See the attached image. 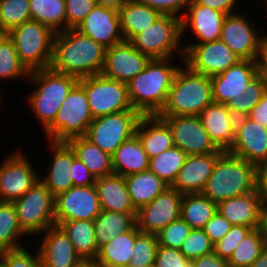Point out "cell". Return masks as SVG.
<instances>
[{
	"label": "cell",
	"mask_w": 267,
	"mask_h": 267,
	"mask_svg": "<svg viewBox=\"0 0 267 267\" xmlns=\"http://www.w3.org/2000/svg\"><path fill=\"white\" fill-rule=\"evenodd\" d=\"M182 64L174 76L167 102L158 115L199 116L213 103L211 77Z\"/></svg>",
	"instance_id": "5"
},
{
	"label": "cell",
	"mask_w": 267,
	"mask_h": 267,
	"mask_svg": "<svg viewBox=\"0 0 267 267\" xmlns=\"http://www.w3.org/2000/svg\"><path fill=\"white\" fill-rule=\"evenodd\" d=\"M28 77L29 71L20 62L14 42L8 34H3L0 37V81H15V79L19 80L18 78H24L27 81ZM1 87L0 84V89L2 90Z\"/></svg>",
	"instance_id": "43"
},
{
	"label": "cell",
	"mask_w": 267,
	"mask_h": 267,
	"mask_svg": "<svg viewBox=\"0 0 267 267\" xmlns=\"http://www.w3.org/2000/svg\"><path fill=\"white\" fill-rule=\"evenodd\" d=\"M199 4L218 10L227 15L237 11L238 0H196ZM236 8V9H235Z\"/></svg>",
	"instance_id": "56"
},
{
	"label": "cell",
	"mask_w": 267,
	"mask_h": 267,
	"mask_svg": "<svg viewBox=\"0 0 267 267\" xmlns=\"http://www.w3.org/2000/svg\"><path fill=\"white\" fill-rule=\"evenodd\" d=\"M264 2H266L264 5H265V10L267 11V0H264ZM267 15V14H265Z\"/></svg>",
	"instance_id": "66"
},
{
	"label": "cell",
	"mask_w": 267,
	"mask_h": 267,
	"mask_svg": "<svg viewBox=\"0 0 267 267\" xmlns=\"http://www.w3.org/2000/svg\"><path fill=\"white\" fill-rule=\"evenodd\" d=\"M181 18L160 16L150 27L138 33L130 43L141 53L154 58H178L183 63ZM174 56V57H173Z\"/></svg>",
	"instance_id": "8"
},
{
	"label": "cell",
	"mask_w": 267,
	"mask_h": 267,
	"mask_svg": "<svg viewBox=\"0 0 267 267\" xmlns=\"http://www.w3.org/2000/svg\"><path fill=\"white\" fill-rule=\"evenodd\" d=\"M193 267H230L227 260L214 252L191 261Z\"/></svg>",
	"instance_id": "57"
},
{
	"label": "cell",
	"mask_w": 267,
	"mask_h": 267,
	"mask_svg": "<svg viewBox=\"0 0 267 267\" xmlns=\"http://www.w3.org/2000/svg\"><path fill=\"white\" fill-rule=\"evenodd\" d=\"M232 225L218 211L205 224L203 231L208 235L213 244L219 242L231 229Z\"/></svg>",
	"instance_id": "53"
},
{
	"label": "cell",
	"mask_w": 267,
	"mask_h": 267,
	"mask_svg": "<svg viewBox=\"0 0 267 267\" xmlns=\"http://www.w3.org/2000/svg\"><path fill=\"white\" fill-rule=\"evenodd\" d=\"M105 51L102 45L77 29L55 33L50 68L78 80L101 73Z\"/></svg>",
	"instance_id": "1"
},
{
	"label": "cell",
	"mask_w": 267,
	"mask_h": 267,
	"mask_svg": "<svg viewBox=\"0 0 267 267\" xmlns=\"http://www.w3.org/2000/svg\"><path fill=\"white\" fill-rule=\"evenodd\" d=\"M172 59H150L145 69L127 82L130 104L142 115H158L164 108L174 76L180 68V64L176 65Z\"/></svg>",
	"instance_id": "2"
},
{
	"label": "cell",
	"mask_w": 267,
	"mask_h": 267,
	"mask_svg": "<svg viewBox=\"0 0 267 267\" xmlns=\"http://www.w3.org/2000/svg\"><path fill=\"white\" fill-rule=\"evenodd\" d=\"M100 201L94 185L73 186L55 197V221L91 220L101 213Z\"/></svg>",
	"instance_id": "16"
},
{
	"label": "cell",
	"mask_w": 267,
	"mask_h": 267,
	"mask_svg": "<svg viewBox=\"0 0 267 267\" xmlns=\"http://www.w3.org/2000/svg\"><path fill=\"white\" fill-rule=\"evenodd\" d=\"M199 117L214 144L220 150L228 151L235 139V115L225 104L213 102L201 111Z\"/></svg>",
	"instance_id": "27"
},
{
	"label": "cell",
	"mask_w": 267,
	"mask_h": 267,
	"mask_svg": "<svg viewBox=\"0 0 267 267\" xmlns=\"http://www.w3.org/2000/svg\"><path fill=\"white\" fill-rule=\"evenodd\" d=\"M170 127L174 145L187 155L224 153L211 140L199 116L158 115Z\"/></svg>",
	"instance_id": "15"
},
{
	"label": "cell",
	"mask_w": 267,
	"mask_h": 267,
	"mask_svg": "<svg viewBox=\"0 0 267 267\" xmlns=\"http://www.w3.org/2000/svg\"><path fill=\"white\" fill-rule=\"evenodd\" d=\"M264 229L267 234V207L264 208Z\"/></svg>",
	"instance_id": "63"
},
{
	"label": "cell",
	"mask_w": 267,
	"mask_h": 267,
	"mask_svg": "<svg viewBox=\"0 0 267 267\" xmlns=\"http://www.w3.org/2000/svg\"><path fill=\"white\" fill-rule=\"evenodd\" d=\"M223 153L188 155L171 187L181 194L202 193L217 159Z\"/></svg>",
	"instance_id": "25"
},
{
	"label": "cell",
	"mask_w": 267,
	"mask_h": 267,
	"mask_svg": "<svg viewBox=\"0 0 267 267\" xmlns=\"http://www.w3.org/2000/svg\"><path fill=\"white\" fill-rule=\"evenodd\" d=\"M142 116L137 110H126L94 118L85 137L112 156L124 141L136 134Z\"/></svg>",
	"instance_id": "10"
},
{
	"label": "cell",
	"mask_w": 267,
	"mask_h": 267,
	"mask_svg": "<svg viewBox=\"0 0 267 267\" xmlns=\"http://www.w3.org/2000/svg\"><path fill=\"white\" fill-rule=\"evenodd\" d=\"M227 152L257 166L267 160V128L248 116L237 118L235 139Z\"/></svg>",
	"instance_id": "21"
},
{
	"label": "cell",
	"mask_w": 267,
	"mask_h": 267,
	"mask_svg": "<svg viewBox=\"0 0 267 267\" xmlns=\"http://www.w3.org/2000/svg\"><path fill=\"white\" fill-rule=\"evenodd\" d=\"M259 69L260 73L267 76V33L262 34L261 38V48H260V58H259Z\"/></svg>",
	"instance_id": "59"
},
{
	"label": "cell",
	"mask_w": 267,
	"mask_h": 267,
	"mask_svg": "<svg viewBox=\"0 0 267 267\" xmlns=\"http://www.w3.org/2000/svg\"><path fill=\"white\" fill-rule=\"evenodd\" d=\"M136 135L149 159L175 146L170 127L158 115H143Z\"/></svg>",
	"instance_id": "29"
},
{
	"label": "cell",
	"mask_w": 267,
	"mask_h": 267,
	"mask_svg": "<svg viewBox=\"0 0 267 267\" xmlns=\"http://www.w3.org/2000/svg\"><path fill=\"white\" fill-rule=\"evenodd\" d=\"M76 267H101L95 260H82Z\"/></svg>",
	"instance_id": "62"
},
{
	"label": "cell",
	"mask_w": 267,
	"mask_h": 267,
	"mask_svg": "<svg viewBox=\"0 0 267 267\" xmlns=\"http://www.w3.org/2000/svg\"><path fill=\"white\" fill-rule=\"evenodd\" d=\"M252 230L250 227L232 225L229 232L214 244V253L228 260L239 242Z\"/></svg>",
	"instance_id": "49"
},
{
	"label": "cell",
	"mask_w": 267,
	"mask_h": 267,
	"mask_svg": "<svg viewBox=\"0 0 267 267\" xmlns=\"http://www.w3.org/2000/svg\"><path fill=\"white\" fill-rule=\"evenodd\" d=\"M93 116L85 89L78 83L67 95L54 121L44 130L53 142H68L86 135Z\"/></svg>",
	"instance_id": "7"
},
{
	"label": "cell",
	"mask_w": 267,
	"mask_h": 267,
	"mask_svg": "<svg viewBox=\"0 0 267 267\" xmlns=\"http://www.w3.org/2000/svg\"><path fill=\"white\" fill-rule=\"evenodd\" d=\"M191 230L192 228L179 217L156 234L158 244L164 247L180 249Z\"/></svg>",
	"instance_id": "47"
},
{
	"label": "cell",
	"mask_w": 267,
	"mask_h": 267,
	"mask_svg": "<svg viewBox=\"0 0 267 267\" xmlns=\"http://www.w3.org/2000/svg\"><path fill=\"white\" fill-rule=\"evenodd\" d=\"M27 81L28 83L31 81L33 87L36 86L27 97V105L44 131L54 121L62 102L79 80L51 68H45L30 71Z\"/></svg>",
	"instance_id": "3"
},
{
	"label": "cell",
	"mask_w": 267,
	"mask_h": 267,
	"mask_svg": "<svg viewBox=\"0 0 267 267\" xmlns=\"http://www.w3.org/2000/svg\"><path fill=\"white\" fill-rule=\"evenodd\" d=\"M250 267H267V246Z\"/></svg>",
	"instance_id": "61"
},
{
	"label": "cell",
	"mask_w": 267,
	"mask_h": 267,
	"mask_svg": "<svg viewBox=\"0 0 267 267\" xmlns=\"http://www.w3.org/2000/svg\"><path fill=\"white\" fill-rule=\"evenodd\" d=\"M150 59L129 41H124L106 49L100 74L109 79L127 83L145 69Z\"/></svg>",
	"instance_id": "18"
},
{
	"label": "cell",
	"mask_w": 267,
	"mask_h": 267,
	"mask_svg": "<svg viewBox=\"0 0 267 267\" xmlns=\"http://www.w3.org/2000/svg\"><path fill=\"white\" fill-rule=\"evenodd\" d=\"M124 178L132 204L137 210L152 202L169 186L149 169Z\"/></svg>",
	"instance_id": "32"
},
{
	"label": "cell",
	"mask_w": 267,
	"mask_h": 267,
	"mask_svg": "<svg viewBox=\"0 0 267 267\" xmlns=\"http://www.w3.org/2000/svg\"><path fill=\"white\" fill-rule=\"evenodd\" d=\"M247 20L245 13L238 11L224 19L220 40L224 42L240 60L259 61L262 30Z\"/></svg>",
	"instance_id": "13"
},
{
	"label": "cell",
	"mask_w": 267,
	"mask_h": 267,
	"mask_svg": "<svg viewBox=\"0 0 267 267\" xmlns=\"http://www.w3.org/2000/svg\"><path fill=\"white\" fill-rule=\"evenodd\" d=\"M136 215L137 213L101 210V213L93 220L98 249L114 237L132 230L136 226Z\"/></svg>",
	"instance_id": "34"
},
{
	"label": "cell",
	"mask_w": 267,
	"mask_h": 267,
	"mask_svg": "<svg viewBox=\"0 0 267 267\" xmlns=\"http://www.w3.org/2000/svg\"><path fill=\"white\" fill-rule=\"evenodd\" d=\"M111 158L113 172L124 177L149 169V157L136 134L124 141Z\"/></svg>",
	"instance_id": "31"
},
{
	"label": "cell",
	"mask_w": 267,
	"mask_h": 267,
	"mask_svg": "<svg viewBox=\"0 0 267 267\" xmlns=\"http://www.w3.org/2000/svg\"><path fill=\"white\" fill-rule=\"evenodd\" d=\"M216 211L217 204L202 193L183 194L180 217L192 229H203Z\"/></svg>",
	"instance_id": "37"
},
{
	"label": "cell",
	"mask_w": 267,
	"mask_h": 267,
	"mask_svg": "<svg viewBox=\"0 0 267 267\" xmlns=\"http://www.w3.org/2000/svg\"><path fill=\"white\" fill-rule=\"evenodd\" d=\"M27 249L26 245L19 249L0 252V267H43L38 250L34 254Z\"/></svg>",
	"instance_id": "48"
},
{
	"label": "cell",
	"mask_w": 267,
	"mask_h": 267,
	"mask_svg": "<svg viewBox=\"0 0 267 267\" xmlns=\"http://www.w3.org/2000/svg\"><path fill=\"white\" fill-rule=\"evenodd\" d=\"M104 48L124 42L118 10L96 5L76 28Z\"/></svg>",
	"instance_id": "22"
},
{
	"label": "cell",
	"mask_w": 267,
	"mask_h": 267,
	"mask_svg": "<svg viewBox=\"0 0 267 267\" xmlns=\"http://www.w3.org/2000/svg\"><path fill=\"white\" fill-rule=\"evenodd\" d=\"M27 235L22 231L12 202L0 201V252L23 247L22 238Z\"/></svg>",
	"instance_id": "40"
},
{
	"label": "cell",
	"mask_w": 267,
	"mask_h": 267,
	"mask_svg": "<svg viewBox=\"0 0 267 267\" xmlns=\"http://www.w3.org/2000/svg\"><path fill=\"white\" fill-rule=\"evenodd\" d=\"M183 63L197 73L213 77L221 74L240 61L221 40L203 44L183 45Z\"/></svg>",
	"instance_id": "14"
},
{
	"label": "cell",
	"mask_w": 267,
	"mask_h": 267,
	"mask_svg": "<svg viewBox=\"0 0 267 267\" xmlns=\"http://www.w3.org/2000/svg\"><path fill=\"white\" fill-rule=\"evenodd\" d=\"M248 117L267 128V91L261 101L251 110Z\"/></svg>",
	"instance_id": "58"
},
{
	"label": "cell",
	"mask_w": 267,
	"mask_h": 267,
	"mask_svg": "<svg viewBox=\"0 0 267 267\" xmlns=\"http://www.w3.org/2000/svg\"><path fill=\"white\" fill-rule=\"evenodd\" d=\"M129 0H96L97 5L119 10Z\"/></svg>",
	"instance_id": "60"
},
{
	"label": "cell",
	"mask_w": 267,
	"mask_h": 267,
	"mask_svg": "<svg viewBox=\"0 0 267 267\" xmlns=\"http://www.w3.org/2000/svg\"><path fill=\"white\" fill-rule=\"evenodd\" d=\"M12 39L20 62L30 71L50 68L55 33L36 20H28L12 29Z\"/></svg>",
	"instance_id": "6"
},
{
	"label": "cell",
	"mask_w": 267,
	"mask_h": 267,
	"mask_svg": "<svg viewBox=\"0 0 267 267\" xmlns=\"http://www.w3.org/2000/svg\"><path fill=\"white\" fill-rule=\"evenodd\" d=\"M217 211L231 225L246 226L252 229L264 227V207L257 190L218 203Z\"/></svg>",
	"instance_id": "24"
},
{
	"label": "cell",
	"mask_w": 267,
	"mask_h": 267,
	"mask_svg": "<svg viewBox=\"0 0 267 267\" xmlns=\"http://www.w3.org/2000/svg\"><path fill=\"white\" fill-rule=\"evenodd\" d=\"M141 3L159 11L162 15L182 18L191 0H139Z\"/></svg>",
	"instance_id": "51"
},
{
	"label": "cell",
	"mask_w": 267,
	"mask_h": 267,
	"mask_svg": "<svg viewBox=\"0 0 267 267\" xmlns=\"http://www.w3.org/2000/svg\"><path fill=\"white\" fill-rule=\"evenodd\" d=\"M96 5V0H65L66 29H76Z\"/></svg>",
	"instance_id": "50"
},
{
	"label": "cell",
	"mask_w": 267,
	"mask_h": 267,
	"mask_svg": "<svg viewBox=\"0 0 267 267\" xmlns=\"http://www.w3.org/2000/svg\"><path fill=\"white\" fill-rule=\"evenodd\" d=\"M120 28L125 41L151 26L162 14L139 0H129L119 10Z\"/></svg>",
	"instance_id": "30"
},
{
	"label": "cell",
	"mask_w": 267,
	"mask_h": 267,
	"mask_svg": "<svg viewBox=\"0 0 267 267\" xmlns=\"http://www.w3.org/2000/svg\"><path fill=\"white\" fill-rule=\"evenodd\" d=\"M266 246L264 227L252 229L235 247L227 262L230 267H250Z\"/></svg>",
	"instance_id": "38"
},
{
	"label": "cell",
	"mask_w": 267,
	"mask_h": 267,
	"mask_svg": "<svg viewBox=\"0 0 267 267\" xmlns=\"http://www.w3.org/2000/svg\"><path fill=\"white\" fill-rule=\"evenodd\" d=\"M67 143L96 179L114 173L111 156L85 136L73 138Z\"/></svg>",
	"instance_id": "33"
},
{
	"label": "cell",
	"mask_w": 267,
	"mask_h": 267,
	"mask_svg": "<svg viewBox=\"0 0 267 267\" xmlns=\"http://www.w3.org/2000/svg\"><path fill=\"white\" fill-rule=\"evenodd\" d=\"M39 236L42 241L38 252L43 267H76L82 261L60 226L48 227Z\"/></svg>",
	"instance_id": "23"
},
{
	"label": "cell",
	"mask_w": 267,
	"mask_h": 267,
	"mask_svg": "<svg viewBox=\"0 0 267 267\" xmlns=\"http://www.w3.org/2000/svg\"><path fill=\"white\" fill-rule=\"evenodd\" d=\"M227 14L210 7L199 4L196 0H191L187 12L181 18L182 44L184 43V33H189L191 37H196L195 43L203 44L220 40L222 25Z\"/></svg>",
	"instance_id": "20"
},
{
	"label": "cell",
	"mask_w": 267,
	"mask_h": 267,
	"mask_svg": "<svg viewBox=\"0 0 267 267\" xmlns=\"http://www.w3.org/2000/svg\"><path fill=\"white\" fill-rule=\"evenodd\" d=\"M179 250L189 261H192L212 253L214 244L203 229H192Z\"/></svg>",
	"instance_id": "46"
},
{
	"label": "cell",
	"mask_w": 267,
	"mask_h": 267,
	"mask_svg": "<svg viewBox=\"0 0 267 267\" xmlns=\"http://www.w3.org/2000/svg\"><path fill=\"white\" fill-rule=\"evenodd\" d=\"M135 239L136 226L103 245L95 261L101 267H127L132 259Z\"/></svg>",
	"instance_id": "36"
},
{
	"label": "cell",
	"mask_w": 267,
	"mask_h": 267,
	"mask_svg": "<svg viewBox=\"0 0 267 267\" xmlns=\"http://www.w3.org/2000/svg\"><path fill=\"white\" fill-rule=\"evenodd\" d=\"M158 246L155 234L142 233L136 226V239L128 266L154 267Z\"/></svg>",
	"instance_id": "45"
},
{
	"label": "cell",
	"mask_w": 267,
	"mask_h": 267,
	"mask_svg": "<svg viewBox=\"0 0 267 267\" xmlns=\"http://www.w3.org/2000/svg\"><path fill=\"white\" fill-rule=\"evenodd\" d=\"M260 73L259 62L240 60L221 74L211 77L212 99L217 104H227L244 94L250 81Z\"/></svg>",
	"instance_id": "19"
},
{
	"label": "cell",
	"mask_w": 267,
	"mask_h": 267,
	"mask_svg": "<svg viewBox=\"0 0 267 267\" xmlns=\"http://www.w3.org/2000/svg\"><path fill=\"white\" fill-rule=\"evenodd\" d=\"M187 154L178 147H172L149 159V170L166 184L171 186L182 166Z\"/></svg>",
	"instance_id": "41"
},
{
	"label": "cell",
	"mask_w": 267,
	"mask_h": 267,
	"mask_svg": "<svg viewBox=\"0 0 267 267\" xmlns=\"http://www.w3.org/2000/svg\"><path fill=\"white\" fill-rule=\"evenodd\" d=\"M257 191L262 199L263 207H267V160L256 166Z\"/></svg>",
	"instance_id": "55"
},
{
	"label": "cell",
	"mask_w": 267,
	"mask_h": 267,
	"mask_svg": "<svg viewBox=\"0 0 267 267\" xmlns=\"http://www.w3.org/2000/svg\"><path fill=\"white\" fill-rule=\"evenodd\" d=\"M183 194L168 186L152 202L137 210L136 226L142 233L157 234L180 217Z\"/></svg>",
	"instance_id": "17"
},
{
	"label": "cell",
	"mask_w": 267,
	"mask_h": 267,
	"mask_svg": "<svg viewBox=\"0 0 267 267\" xmlns=\"http://www.w3.org/2000/svg\"><path fill=\"white\" fill-rule=\"evenodd\" d=\"M18 223L30 238L39 236L48 227L56 225L55 196L40 179L22 197L14 200Z\"/></svg>",
	"instance_id": "9"
},
{
	"label": "cell",
	"mask_w": 267,
	"mask_h": 267,
	"mask_svg": "<svg viewBox=\"0 0 267 267\" xmlns=\"http://www.w3.org/2000/svg\"><path fill=\"white\" fill-rule=\"evenodd\" d=\"M79 84L86 91L93 119L126 110H135L130 104L127 83L98 74L79 79Z\"/></svg>",
	"instance_id": "11"
},
{
	"label": "cell",
	"mask_w": 267,
	"mask_h": 267,
	"mask_svg": "<svg viewBox=\"0 0 267 267\" xmlns=\"http://www.w3.org/2000/svg\"><path fill=\"white\" fill-rule=\"evenodd\" d=\"M71 178L73 186H92L95 185L96 180L89 169L77 157L73 160Z\"/></svg>",
	"instance_id": "54"
},
{
	"label": "cell",
	"mask_w": 267,
	"mask_h": 267,
	"mask_svg": "<svg viewBox=\"0 0 267 267\" xmlns=\"http://www.w3.org/2000/svg\"><path fill=\"white\" fill-rule=\"evenodd\" d=\"M59 226L67 234L82 260H96L99 249L95 238L94 221H63Z\"/></svg>",
	"instance_id": "35"
},
{
	"label": "cell",
	"mask_w": 267,
	"mask_h": 267,
	"mask_svg": "<svg viewBox=\"0 0 267 267\" xmlns=\"http://www.w3.org/2000/svg\"><path fill=\"white\" fill-rule=\"evenodd\" d=\"M256 190V165L225 151L217 159L202 194L218 204Z\"/></svg>",
	"instance_id": "4"
},
{
	"label": "cell",
	"mask_w": 267,
	"mask_h": 267,
	"mask_svg": "<svg viewBox=\"0 0 267 267\" xmlns=\"http://www.w3.org/2000/svg\"><path fill=\"white\" fill-rule=\"evenodd\" d=\"M31 20L29 0H0V32L9 33Z\"/></svg>",
	"instance_id": "44"
},
{
	"label": "cell",
	"mask_w": 267,
	"mask_h": 267,
	"mask_svg": "<svg viewBox=\"0 0 267 267\" xmlns=\"http://www.w3.org/2000/svg\"><path fill=\"white\" fill-rule=\"evenodd\" d=\"M267 91V76L259 73L247 85L244 94L229 101L226 106L236 118L246 117L251 110L261 101Z\"/></svg>",
	"instance_id": "42"
},
{
	"label": "cell",
	"mask_w": 267,
	"mask_h": 267,
	"mask_svg": "<svg viewBox=\"0 0 267 267\" xmlns=\"http://www.w3.org/2000/svg\"><path fill=\"white\" fill-rule=\"evenodd\" d=\"M31 19L54 33L66 30L65 0H29Z\"/></svg>",
	"instance_id": "39"
},
{
	"label": "cell",
	"mask_w": 267,
	"mask_h": 267,
	"mask_svg": "<svg viewBox=\"0 0 267 267\" xmlns=\"http://www.w3.org/2000/svg\"><path fill=\"white\" fill-rule=\"evenodd\" d=\"M24 150L19 148L0 164V201L13 202L28 192L39 179Z\"/></svg>",
	"instance_id": "12"
},
{
	"label": "cell",
	"mask_w": 267,
	"mask_h": 267,
	"mask_svg": "<svg viewBox=\"0 0 267 267\" xmlns=\"http://www.w3.org/2000/svg\"><path fill=\"white\" fill-rule=\"evenodd\" d=\"M49 144H51L49 150L53 151L50 167H48V173L46 172L44 177L39 175V179L56 197L73 187L71 171L76 154L67 142L50 141Z\"/></svg>",
	"instance_id": "26"
},
{
	"label": "cell",
	"mask_w": 267,
	"mask_h": 267,
	"mask_svg": "<svg viewBox=\"0 0 267 267\" xmlns=\"http://www.w3.org/2000/svg\"><path fill=\"white\" fill-rule=\"evenodd\" d=\"M95 188L102 210L137 213L133 206L124 176L112 173L95 180Z\"/></svg>",
	"instance_id": "28"
},
{
	"label": "cell",
	"mask_w": 267,
	"mask_h": 267,
	"mask_svg": "<svg viewBox=\"0 0 267 267\" xmlns=\"http://www.w3.org/2000/svg\"><path fill=\"white\" fill-rule=\"evenodd\" d=\"M189 260L179 249L159 245L156 253L154 267H183Z\"/></svg>",
	"instance_id": "52"
},
{
	"label": "cell",
	"mask_w": 267,
	"mask_h": 267,
	"mask_svg": "<svg viewBox=\"0 0 267 267\" xmlns=\"http://www.w3.org/2000/svg\"><path fill=\"white\" fill-rule=\"evenodd\" d=\"M2 90L0 89V107H1V105H2V103H1V100L3 99V97H2V92H1Z\"/></svg>",
	"instance_id": "65"
},
{
	"label": "cell",
	"mask_w": 267,
	"mask_h": 267,
	"mask_svg": "<svg viewBox=\"0 0 267 267\" xmlns=\"http://www.w3.org/2000/svg\"><path fill=\"white\" fill-rule=\"evenodd\" d=\"M183 267H193L191 261H189L185 266Z\"/></svg>",
	"instance_id": "64"
}]
</instances>
